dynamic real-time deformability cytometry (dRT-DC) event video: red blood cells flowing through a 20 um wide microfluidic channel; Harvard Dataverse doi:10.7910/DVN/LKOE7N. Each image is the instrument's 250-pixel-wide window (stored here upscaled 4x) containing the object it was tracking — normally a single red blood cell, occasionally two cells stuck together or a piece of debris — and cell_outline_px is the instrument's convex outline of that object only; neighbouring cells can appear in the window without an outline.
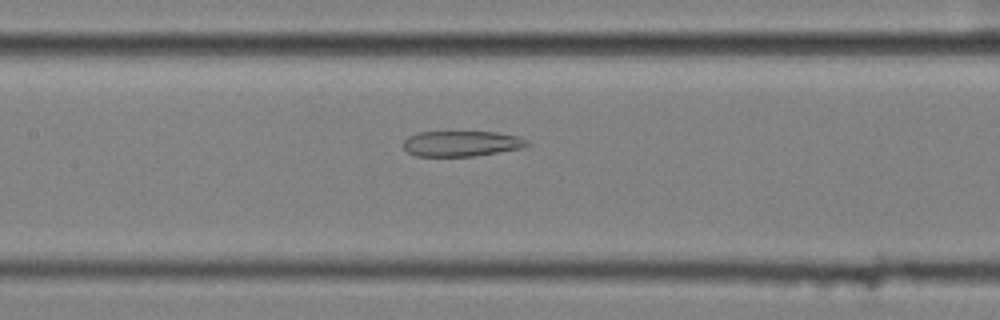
{"species": "common noctule bat (a hibernating species)", "species_latin": "Nyctalus noctula", "temperature_condition": "cold", "stored_images_in_passage": 58, "segment_of_instrument_passage": [2, 2], "camera_frame_rate_fps": 3000, "um_per_image_px": 0.085, "animal": {"sex": "female", "body_mass_g": 25.1}, "frame": {"image": 1, "passage_image": 28, "time_ms": 9.0, "image_size_px": [1000, 320], "cell_outline_px": [[528, 144], [524, 148], [472, 156], [416, 156], [408, 152], [404, 148], [404, 140], [408, 136], [420, 132], [496, 132], [520, 136], [528, 140]], "centroid_in_image_um": [39.25, 12.2], "position_along_channel_um": 168.2, "area_um2": 18.38}}
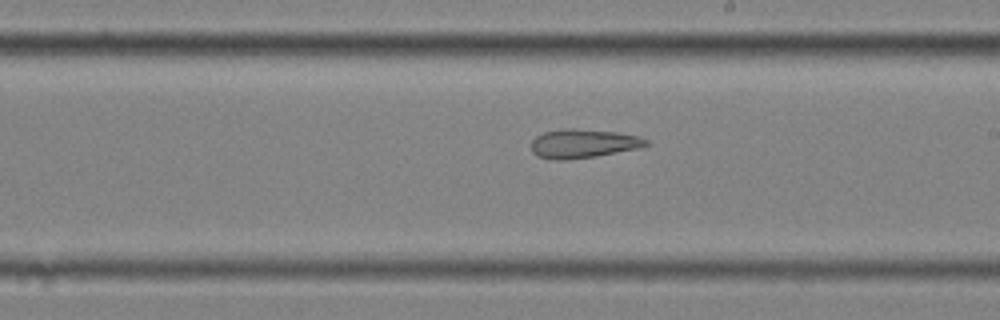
{"frame": {"image": 2, "passage_image": 34, "time_ms": 11.0, "image_size_px": [1000, 320], "cell_outline_px": [[652, 144], [640, 148], [596, 156], [564, 160], [556, 160], [536, 156], [532, 152], [532, 140], [536, 136], [544, 132], [564, 128], [572, 128], [616, 132], [640, 136], [648, 140]], "centroid_in_image_um": [49.6, 12.2], "position_along_channel_um": 239.4, "area_um2": 19.48}}
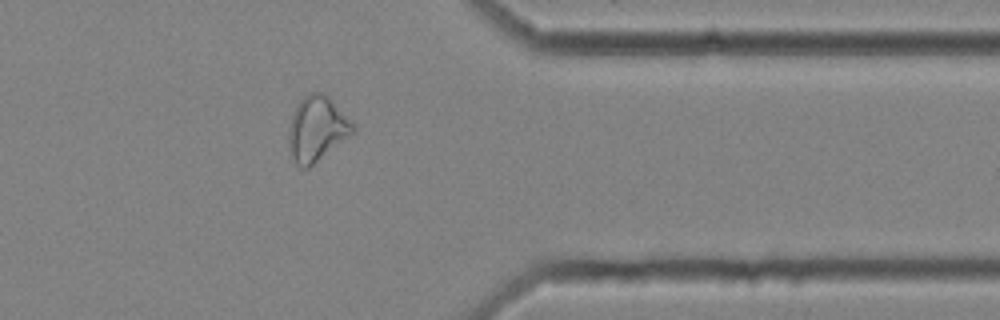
{"frame": {"image": 3, "passage_image": 47, "time_ms": 15.333, "image_size_px": [1000, 320], "cell_outline_px": [[356, 132], [308, 168], [300, 168], [296, 164], [288, 148], [288, 128], [292, 116], [300, 100], [308, 92], [324, 92], [352, 120], [356, 128]], "centroid_in_image_um": [26.95, 10.95], "position_along_channel_um": 384.4, "area_um2": 24.57}}